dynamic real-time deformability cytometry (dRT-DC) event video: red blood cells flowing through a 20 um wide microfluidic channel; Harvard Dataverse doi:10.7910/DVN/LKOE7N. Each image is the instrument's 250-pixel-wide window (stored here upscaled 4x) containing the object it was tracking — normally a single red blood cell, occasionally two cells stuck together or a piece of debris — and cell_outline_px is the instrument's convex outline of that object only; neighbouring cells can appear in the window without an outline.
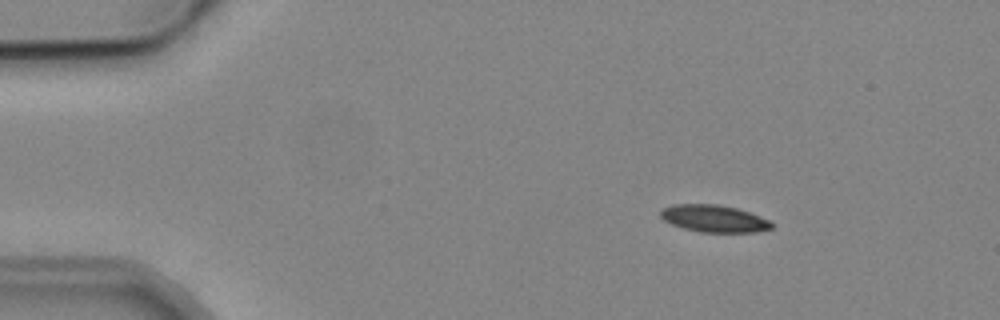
{"species": "common noctule bat (a hibernating species)", "species_latin": "Nyctalus noctula", "temperature_condition": "cold", "stored_images_in_passage": 4, "camera_frame_rate_fps": 3000, "um_per_image_px": 0.085, "animal": {"sex": "male", "body_mass_g": 19.2, "forearm_length_mm": 51.8}, "frame": {"image": 1, "passage_image": 2, "time_ms": 1.333, "image_size_px": [1000, 320], "cell_outline_px": [[772, 228], [756, 232], [700, 232], [684, 228], [672, 224], [664, 220], [660, 216], [660, 212], [664, 208], [676, 204], [716, 204], [736, 208], [748, 212], [768, 220], [772, 224]], "centroid_in_image_um": [60.67, 18.58], "position_along_channel_um": 24.3, "area_um2": 17.28}}